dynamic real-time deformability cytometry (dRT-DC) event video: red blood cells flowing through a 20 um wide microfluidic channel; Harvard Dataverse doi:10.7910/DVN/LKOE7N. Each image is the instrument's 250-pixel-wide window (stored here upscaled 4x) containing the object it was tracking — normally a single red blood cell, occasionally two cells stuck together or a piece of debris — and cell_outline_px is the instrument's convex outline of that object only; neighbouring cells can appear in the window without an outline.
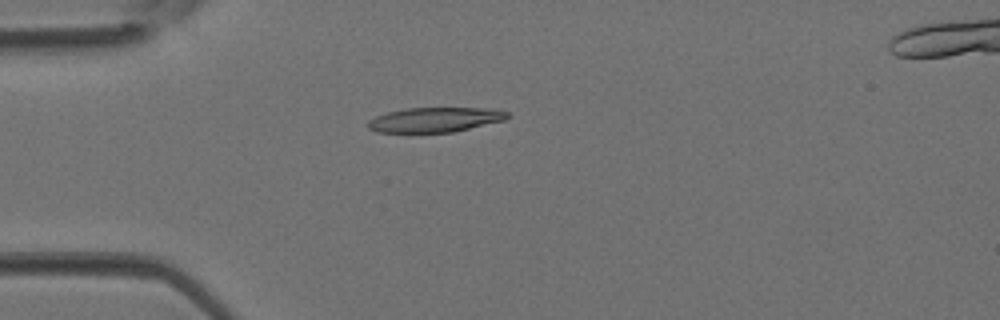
{"species": "Egyptian fruit bat (a non-hibernating species)", "species_latin": "Rousettus aegyptiacus", "temperature_condition": "room temperature", "stored_images_in_passage": 3, "camera_frame_rate_fps": 3000, "um_per_image_px": 0.085, "animal": {"sex": "female"}, "frame": {"image": 1, "passage_image": 3, "time_ms": 0.667, "image_size_px": [1000, 320], "cell_outline_px": [[512, 116], [504, 120], [452, 132], [376, 132], [368, 128], [368, 120], [376, 116], [388, 112], [404, 108], [496, 108], [508, 112]], "centroid_in_image_um": [37.0, 10.16], "position_along_channel_um": 48.0, "area_um2": 20.11}}